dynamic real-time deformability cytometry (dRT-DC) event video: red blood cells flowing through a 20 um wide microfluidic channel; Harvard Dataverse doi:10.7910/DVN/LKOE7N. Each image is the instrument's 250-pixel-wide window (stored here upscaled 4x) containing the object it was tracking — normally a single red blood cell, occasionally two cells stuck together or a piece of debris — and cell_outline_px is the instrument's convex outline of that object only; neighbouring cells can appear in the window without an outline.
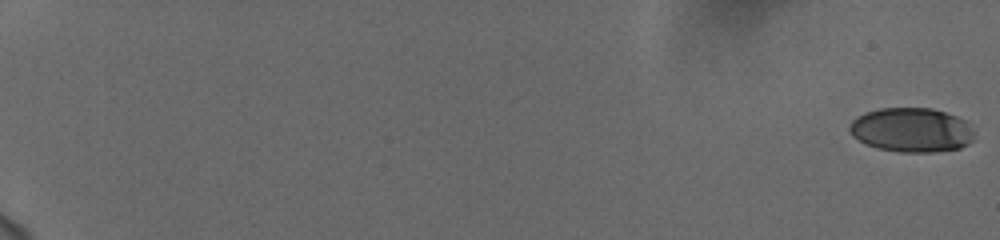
{"species": "human", "species_latin": "Homo sapiens", "temperature_condition": "cold", "stored_images_in_passage": 27, "camera_frame_rate_fps": 3000, "um_per_image_px": 0.085, "donor": {"sex": "female"}, "frame": {"image": 1, "passage_image": 1, "time_ms": 0.0, "image_size_px": [1000, 240], "cell_outline_px": [[976, 132], [972, 140], [968, 144], [960, 148], [932, 152], [900, 152], [876, 148], [852, 136], [848, 128], [852, 120], [856, 116], [864, 112], [880, 108], [932, 108], [956, 116], [964, 120]], "centroid_in_image_um": [77.47, 11.04], "position_along_channel_um": 7.5, "area_um2": 32.37}}
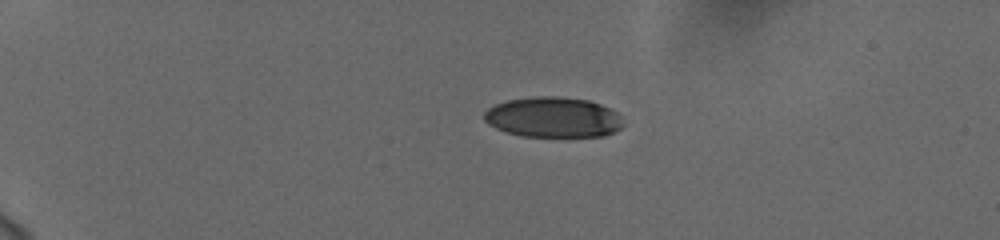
{"frame": {"image": 2, "passage_image": 16, "time_ms": 5.0, "image_size_px": [1000, 240], "cell_outline_px": [[624, 124], [620, 128], [604, 136], [520, 136], [496, 128], [488, 124], [484, 120], [484, 112], [488, 108], [496, 104], [508, 100], [536, 96], [556, 96], [588, 100], [600, 104], [616, 112], [620, 116]], "centroid_in_image_um": [47.01, 9.96], "position_along_channel_um": 38.0, "area_um2": 32.54}}